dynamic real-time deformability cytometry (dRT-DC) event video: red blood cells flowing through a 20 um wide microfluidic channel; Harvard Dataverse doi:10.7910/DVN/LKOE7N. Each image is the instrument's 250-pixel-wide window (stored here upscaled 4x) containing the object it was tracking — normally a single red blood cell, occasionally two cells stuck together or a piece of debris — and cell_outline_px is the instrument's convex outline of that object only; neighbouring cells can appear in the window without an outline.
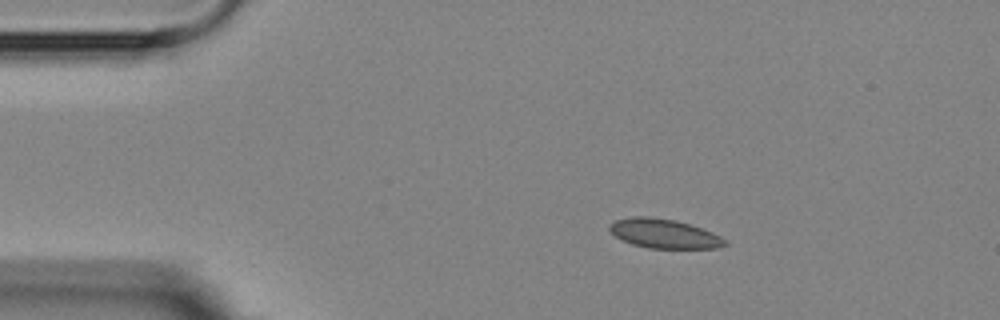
{"species": "Egyptian fruit bat (a non-hibernating species)", "species_latin": "Rousettus aegyptiacus", "temperature_condition": "room temperature", "stored_images_in_passage": 5, "camera_frame_rate_fps": 3000, "um_per_image_px": 0.085, "animal": {"sex": "female"}, "frame": {"image": 1, "passage_image": 2, "time_ms": 1.0, "image_size_px": [1000, 320], "cell_outline_px": [[728, 244], [716, 248], [648, 248], [632, 244], [620, 240], [608, 228], [608, 224], [616, 220], [632, 216], [648, 216], [676, 220], [712, 232], [728, 240]], "centroid_in_image_um": [56.43, 19.86], "position_along_channel_um": 28.6, "area_um2": 19.71}}
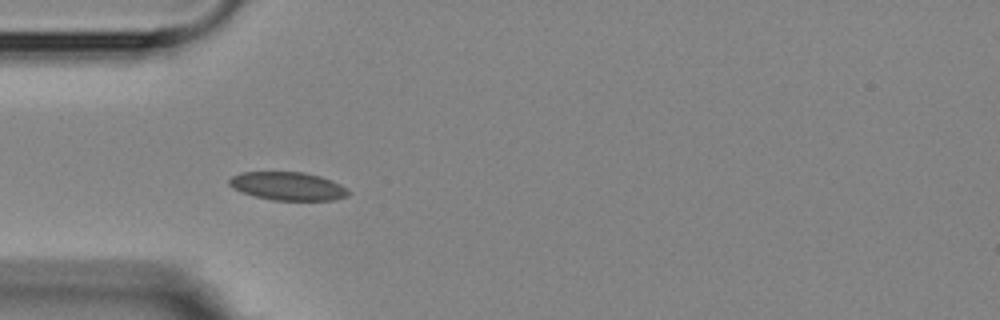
{"frame": {"image": 2, "passage_image": 4, "time_ms": 3.333, "image_size_px": [1000, 320], "cell_outline_px": [[352, 192], [348, 196], [332, 200], [272, 200], [240, 192], [232, 188], [228, 184], [228, 180], [232, 176], [240, 172], [304, 172], [320, 176], [332, 180], [348, 188]], "centroid_in_image_um": [24.48, 15.82], "position_along_channel_um": 60.5, "area_um2": 19.83}}